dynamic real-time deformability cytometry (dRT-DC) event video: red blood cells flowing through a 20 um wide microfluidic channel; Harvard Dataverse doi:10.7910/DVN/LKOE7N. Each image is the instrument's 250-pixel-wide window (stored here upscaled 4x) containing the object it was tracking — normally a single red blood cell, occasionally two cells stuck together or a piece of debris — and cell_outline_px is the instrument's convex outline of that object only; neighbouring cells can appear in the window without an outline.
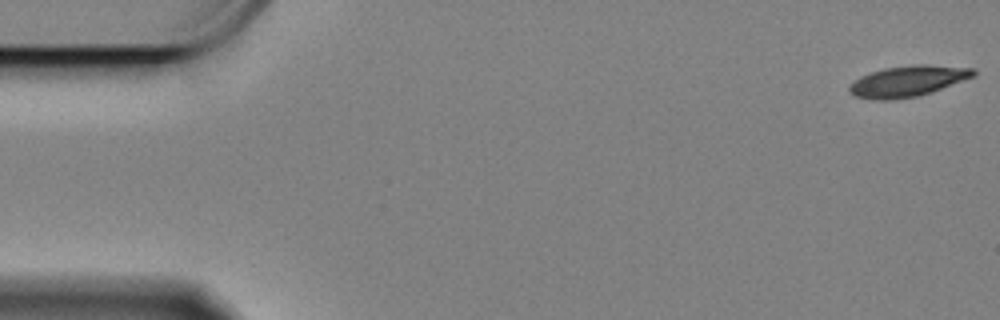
{"species": "Egyptian fruit bat (a non-hibernating species)", "species_latin": "Rousettus aegyptiacus", "temperature_condition": "cold", "stored_images_in_passage": 61, "camera_frame_rate_fps": 3000, "um_per_image_px": 0.085, "animal": {"sex": "female"}, "frame": {"image": 1, "passage_image": 1, "time_ms": 0.0, "image_size_px": [1000, 320], "cell_outline_px": [[976, 76], [916, 96], [888, 100], [876, 100], [852, 96], [848, 92], [848, 88], [860, 76], [884, 68], [912, 64], [924, 64], [976, 68]], "centroid_in_image_um": [77.15, 6.88], "position_along_channel_um": 7.8, "area_um2": 22.2}}
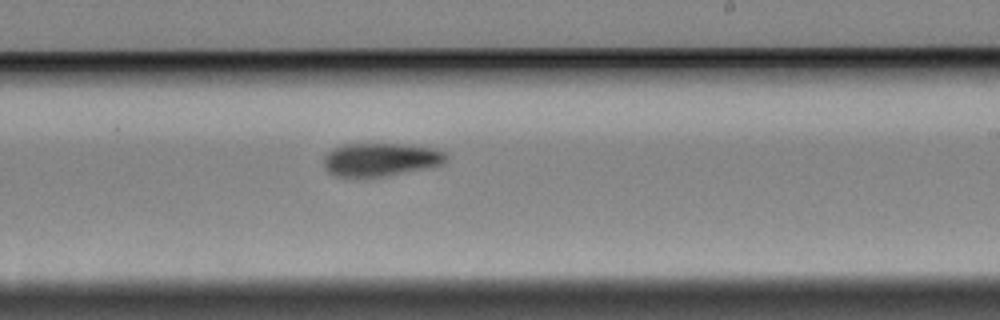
{"frame": {"image": 2, "passage_image": 35, "time_ms": 11.333, "image_size_px": [1000, 320], "cell_outline_px": [[448, 160], [440, 164], [424, 168], [384, 176], [336, 176], [328, 172], [324, 168], [324, 156], [332, 148], [344, 144], [404, 144], [436, 148], [444, 152], [448, 156]], "centroid_in_image_um": [32.34, 13.54], "position_along_channel_um": 256.7, "area_um2": 23.52}}
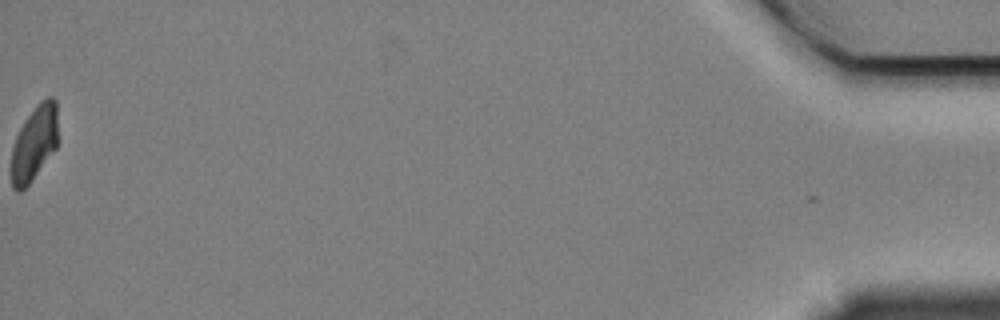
{"frame": {"image": 3, "passage_image": 60, "time_ms": 19.667, "image_size_px": [1000, 320], "cell_outline_px": [[56, 148], [32, 180], [20, 192], [16, 192], [12, 188], [12, 148], [16, 136], [20, 128], [36, 104], [40, 100], [48, 96], [52, 96], [56, 100]], "centroid_in_image_um": [2.9, 12.16], "position_along_channel_um": 432.3, "area_um2": 20.06}, "authors_computed_cell_mechanics": {"area_um2": 23.2356, "velocity_mm_per_s": 3.3154, "shape_relaxation_time_tau1_ms": 2.4812, "shape_relaxation_time_tau2_ms": null, "deformation_change_tau1": 0.1201, "deformation_change_tau2": null}}